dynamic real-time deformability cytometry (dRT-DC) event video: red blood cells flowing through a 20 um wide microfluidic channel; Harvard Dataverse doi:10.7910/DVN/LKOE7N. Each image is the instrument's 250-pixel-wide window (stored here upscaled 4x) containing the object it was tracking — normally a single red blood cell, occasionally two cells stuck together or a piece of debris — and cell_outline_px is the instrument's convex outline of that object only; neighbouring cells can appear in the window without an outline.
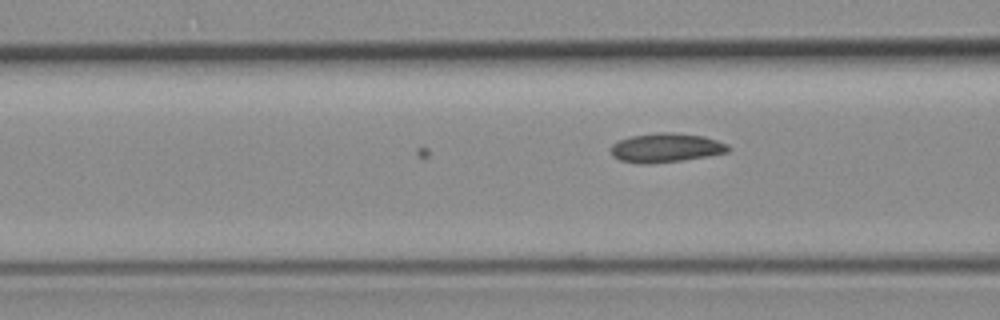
{"species": "common noctule bat (a hibernating species)", "species_latin": "Nyctalus noctula", "temperature_condition": "room temperature", "stored_images_in_passage": 5, "camera_frame_rate_fps": 3000, "um_per_image_px": 0.085, "animal": {"sex": "female", "body_mass_g": 19.3, "forearm_length_mm": 54.1}, "frame": {"image": 1, "passage_image": 5, "time_ms": 1.333, "image_size_px": [1000, 320], "cell_outline_px": [[732, 148], [728, 152], [708, 156], [652, 164], [640, 164], [620, 160], [612, 156], [612, 144], [620, 140], [632, 136], [656, 132], [672, 132], [704, 136], [728, 144]], "centroid_in_image_um": [56.63, 12.56], "position_along_channel_um": 110.0, "area_um2": 19.94}}